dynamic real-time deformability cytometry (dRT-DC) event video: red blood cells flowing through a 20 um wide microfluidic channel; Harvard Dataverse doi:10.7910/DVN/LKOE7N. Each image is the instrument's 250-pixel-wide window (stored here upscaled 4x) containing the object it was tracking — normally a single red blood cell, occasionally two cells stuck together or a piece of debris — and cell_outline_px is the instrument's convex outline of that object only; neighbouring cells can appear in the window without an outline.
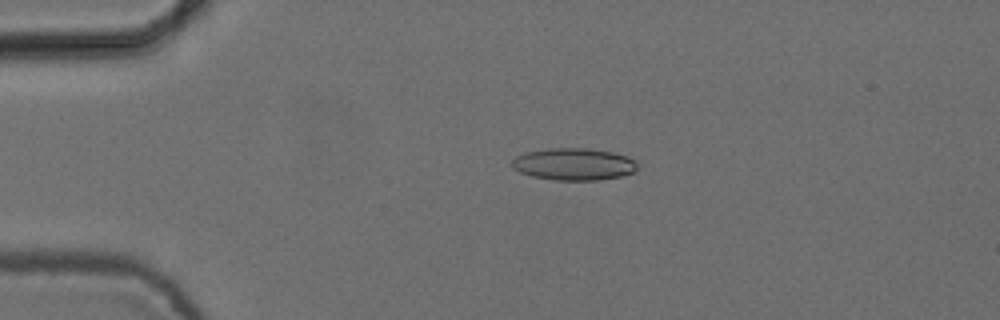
{"species": "common noctule bat (a hibernating species)", "species_latin": "Nyctalus noctula", "temperature_condition": "cold", "stored_images_in_passage": 4, "camera_frame_rate_fps": 3000, "um_per_image_px": 0.085, "animal": {"sex": "female", "body_mass_g": 24.6, "forearm_length_mm": 56.2}, "frame": {"image": 1, "passage_image": 3, "time_ms": 0.667, "image_size_px": [1000, 320], "cell_outline_px": [[636, 172], [620, 176], [600, 180], [556, 180], [532, 176], [520, 172], [512, 168], [512, 160], [516, 156], [524, 152], [548, 148], [588, 148], [612, 152], [628, 156], [636, 164]], "centroid_in_image_um": [48.75, 13.95], "position_along_channel_um": 36.3, "area_um2": 23.52}}